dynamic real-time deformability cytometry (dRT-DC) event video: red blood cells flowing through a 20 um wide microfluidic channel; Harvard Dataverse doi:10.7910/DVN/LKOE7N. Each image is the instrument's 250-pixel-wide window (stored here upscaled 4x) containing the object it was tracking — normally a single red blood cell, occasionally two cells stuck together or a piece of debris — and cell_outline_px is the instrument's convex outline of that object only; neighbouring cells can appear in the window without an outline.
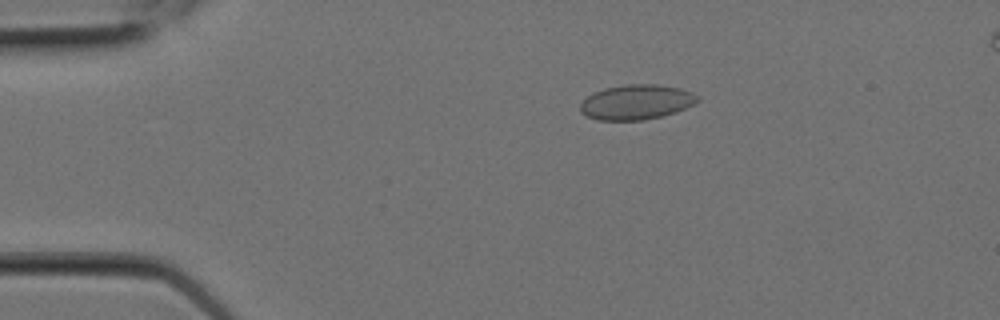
{"species": "Egyptian fruit bat (a non-hibernating species)", "species_latin": "Rousettus aegyptiacus", "temperature_condition": "room temperature", "stored_images_in_passage": 6, "camera_frame_rate_fps": 3000, "um_per_image_px": 0.085, "animal": {"sex": "female"}, "frame": {"image": 1, "passage_image": 3, "time_ms": 0.667, "image_size_px": [1000, 320], "cell_outline_px": [[700, 100], [676, 112], [664, 116], [644, 120], [596, 120], [580, 112], [580, 104], [588, 96], [604, 88], [624, 84], [656, 84], [680, 88], [692, 92], [700, 96]], "centroid_in_image_um": [54.11, 8.68], "position_along_channel_um": 30.9, "area_um2": 23.93}}